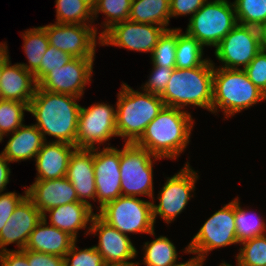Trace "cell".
Segmentation results:
<instances>
[{"label":"cell","mask_w":266,"mask_h":266,"mask_svg":"<svg viewBox=\"0 0 266 266\" xmlns=\"http://www.w3.org/2000/svg\"><path fill=\"white\" fill-rule=\"evenodd\" d=\"M79 97L54 93L37 86L29 104V112L36 119V127L42 133L56 138L54 142H63L76 146L77 125L80 106Z\"/></svg>","instance_id":"obj_1"},{"label":"cell","mask_w":266,"mask_h":266,"mask_svg":"<svg viewBox=\"0 0 266 266\" xmlns=\"http://www.w3.org/2000/svg\"><path fill=\"white\" fill-rule=\"evenodd\" d=\"M193 120L186 110L165 106L135 144L156 157L175 160L189 144Z\"/></svg>","instance_id":"obj_2"},{"label":"cell","mask_w":266,"mask_h":266,"mask_svg":"<svg viewBox=\"0 0 266 266\" xmlns=\"http://www.w3.org/2000/svg\"><path fill=\"white\" fill-rule=\"evenodd\" d=\"M213 72L214 64L210 58L199 67L175 68L160 98L167 107L184 110L188 105H194L211 112Z\"/></svg>","instance_id":"obj_3"},{"label":"cell","mask_w":266,"mask_h":266,"mask_svg":"<svg viewBox=\"0 0 266 266\" xmlns=\"http://www.w3.org/2000/svg\"><path fill=\"white\" fill-rule=\"evenodd\" d=\"M116 102L117 136L125 143H135L165 107L158 95L133 90L126 83L121 85Z\"/></svg>","instance_id":"obj_4"},{"label":"cell","mask_w":266,"mask_h":266,"mask_svg":"<svg viewBox=\"0 0 266 266\" xmlns=\"http://www.w3.org/2000/svg\"><path fill=\"white\" fill-rule=\"evenodd\" d=\"M213 64V114L221 109L227 119L266 100V95L250 81L244 69H225Z\"/></svg>","instance_id":"obj_5"},{"label":"cell","mask_w":266,"mask_h":266,"mask_svg":"<svg viewBox=\"0 0 266 266\" xmlns=\"http://www.w3.org/2000/svg\"><path fill=\"white\" fill-rule=\"evenodd\" d=\"M186 33L205 47H216L238 24L233 2L207 1L191 18Z\"/></svg>","instance_id":"obj_6"},{"label":"cell","mask_w":266,"mask_h":266,"mask_svg":"<svg viewBox=\"0 0 266 266\" xmlns=\"http://www.w3.org/2000/svg\"><path fill=\"white\" fill-rule=\"evenodd\" d=\"M152 201L119 196L96 213L109 226L122 234L146 233L155 236Z\"/></svg>","instance_id":"obj_7"},{"label":"cell","mask_w":266,"mask_h":266,"mask_svg":"<svg viewBox=\"0 0 266 266\" xmlns=\"http://www.w3.org/2000/svg\"><path fill=\"white\" fill-rule=\"evenodd\" d=\"M239 244L235 226V199L216 211L192 238L184 253L196 254L203 265L210 251Z\"/></svg>","instance_id":"obj_8"},{"label":"cell","mask_w":266,"mask_h":266,"mask_svg":"<svg viewBox=\"0 0 266 266\" xmlns=\"http://www.w3.org/2000/svg\"><path fill=\"white\" fill-rule=\"evenodd\" d=\"M154 159V160H153ZM162 158L135 143H125L120 150L122 196H148L154 199L153 163Z\"/></svg>","instance_id":"obj_9"},{"label":"cell","mask_w":266,"mask_h":266,"mask_svg":"<svg viewBox=\"0 0 266 266\" xmlns=\"http://www.w3.org/2000/svg\"><path fill=\"white\" fill-rule=\"evenodd\" d=\"M116 108L107 103L80 106L77 125L76 148L95 149L111 137H117Z\"/></svg>","instance_id":"obj_10"},{"label":"cell","mask_w":266,"mask_h":266,"mask_svg":"<svg viewBox=\"0 0 266 266\" xmlns=\"http://www.w3.org/2000/svg\"><path fill=\"white\" fill-rule=\"evenodd\" d=\"M199 179L197 172L187 162L183 169L171 177H167L165 184L159 191L157 199L159 204H152L153 219L160 216L167 224L175 220L186 208V205L193 197L195 183Z\"/></svg>","instance_id":"obj_11"},{"label":"cell","mask_w":266,"mask_h":266,"mask_svg":"<svg viewBox=\"0 0 266 266\" xmlns=\"http://www.w3.org/2000/svg\"><path fill=\"white\" fill-rule=\"evenodd\" d=\"M259 29L237 24L215 47V56L221 68L245 69L261 50Z\"/></svg>","instance_id":"obj_12"},{"label":"cell","mask_w":266,"mask_h":266,"mask_svg":"<svg viewBox=\"0 0 266 266\" xmlns=\"http://www.w3.org/2000/svg\"><path fill=\"white\" fill-rule=\"evenodd\" d=\"M47 34L49 45L77 58H95V48L101 45V36L93 25L49 24L42 26Z\"/></svg>","instance_id":"obj_13"},{"label":"cell","mask_w":266,"mask_h":266,"mask_svg":"<svg viewBox=\"0 0 266 266\" xmlns=\"http://www.w3.org/2000/svg\"><path fill=\"white\" fill-rule=\"evenodd\" d=\"M168 29L154 24L126 20L113 25L101 36V45H112L152 54L159 38Z\"/></svg>","instance_id":"obj_14"},{"label":"cell","mask_w":266,"mask_h":266,"mask_svg":"<svg viewBox=\"0 0 266 266\" xmlns=\"http://www.w3.org/2000/svg\"><path fill=\"white\" fill-rule=\"evenodd\" d=\"M94 59L73 57L60 69L49 72L38 83V87L46 91L81 98L86 85L91 81Z\"/></svg>","instance_id":"obj_15"},{"label":"cell","mask_w":266,"mask_h":266,"mask_svg":"<svg viewBox=\"0 0 266 266\" xmlns=\"http://www.w3.org/2000/svg\"><path fill=\"white\" fill-rule=\"evenodd\" d=\"M90 234L99 236L98 245L94 247L102 255L105 264L122 266H138L140 264L139 262H130L137 256V249L130 237L109 226L97 214L90 224Z\"/></svg>","instance_id":"obj_16"},{"label":"cell","mask_w":266,"mask_h":266,"mask_svg":"<svg viewBox=\"0 0 266 266\" xmlns=\"http://www.w3.org/2000/svg\"><path fill=\"white\" fill-rule=\"evenodd\" d=\"M94 173L96 186V200L99 210L107 203L122 196L120 150L114 147H98L94 149Z\"/></svg>","instance_id":"obj_17"},{"label":"cell","mask_w":266,"mask_h":266,"mask_svg":"<svg viewBox=\"0 0 266 266\" xmlns=\"http://www.w3.org/2000/svg\"><path fill=\"white\" fill-rule=\"evenodd\" d=\"M42 218V213L26 196L0 231V253L7 251L5 246L13 243L17 245V250L25 249L32 231Z\"/></svg>","instance_id":"obj_18"},{"label":"cell","mask_w":266,"mask_h":266,"mask_svg":"<svg viewBox=\"0 0 266 266\" xmlns=\"http://www.w3.org/2000/svg\"><path fill=\"white\" fill-rule=\"evenodd\" d=\"M27 196L42 213L60 205L79 202L72 183L66 178L35 180L27 187Z\"/></svg>","instance_id":"obj_19"},{"label":"cell","mask_w":266,"mask_h":266,"mask_svg":"<svg viewBox=\"0 0 266 266\" xmlns=\"http://www.w3.org/2000/svg\"><path fill=\"white\" fill-rule=\"evenodd\" d=\"M65 177L72 183L78 200L92 207L88 200L96 201L94 149L76 148L71 154Z\"/></svg>","instance_id":"obj_20"},{"label":"cell","mask_w":266,"mask_h":266,"mask_svg":"<svg viewBox=\"0 0 266 266\" xmlns=\"http://www.w3.org/2000/svg\"><path fill=\"white\" fill-rule=\"evenodd\" d=\"M76 146L63 142L45 141L35 157V180L59 179L66 176L71 154Z\"/></svg>","instance_id":"obj_21"},{"label":"cell","mask_w":266,"mask_h":266,"mask_svg":"<svg viewBox=\"0 0 266 266\" xmlns=\"http://www.w3.org/2000/svg\"><path fill=\"white\" fill-rule=\"evenodd\" d=\"M75 241L67 232L49 225L44 214L32 231L25 249L65 257Z\"/></svg>","instance_id":"obj_22"},{"label":"cell","mask_w":266,"mask_h":266,"mask_svg":"<svg viewBox=\"0 0 266 266\" xmlns=\"http://www.w3.org/2000/svg\"><path fill=\"white\" fill-rule=\"evenodd\" d=\"M46 213L49 214V225L67 232L76 241L79 230L88 228L84 234H89V225L96 215L90 205L81 201L54 207L46 211Z\"/></svg>","instance_id":"obj_23"},{"label":"cell","mask_w":266,"mask_h":266,"mask_svg":"<svg viewBox=\"0 0 266 266\" xmlns=\"http://www.w3.org/2000/svg\"><path fill=\"white\" fill-rule=\"evenodd\" d=\"M1 99L30 104L38 86L34 75L19 63L11 65L9 60L1 74Z\"/></svg>","instance_id":"obj_24"},{"label":"cell","mask_w":266,"mask_h":266,"mask_svg":"<svg viewBox=\"0 0 266 266\" xmlns=\"http://www.w3.org/2000/svg\"><path fill=\"white\" fill-rule=\"evenodd\" d=\"M44 142L43 135L35 124H23L11 133L10 139L0 154L10 163L29 160L36 157Z\"/></svg>","instance_id":"obj_25"},{"label":"cell","mask_w":266,"mask_h":266,"mask_svg":"<svg viewBox=\"0 0 266 266\" xmlns=\"http://www.w3.org/2000/svg\"><path fill=\"white\" fill-rule=\"evenodd\" d=\"M129 20L169 30L170 0H132Z\"/></svg>","instance_id":"obj_26"},{"label":"cell","mask_w":266,"mask_h":266,"mask_svg":"<svg viewBox=\"0 0 266 266\" xmlns=\"http://www.w3.org/2000/svg\"><path fill=\"white\" fill-rule=\"evenodd\" d=\"M24 40V53L28 59V64L19 63L28 72L34 75V78L39 83V66L43 55L49 46L47 34L42 26L27 29L22 34Z\"/></svg>","instance_id":"obj_27"},{"label":"cell","mask_w":266,"mask_h":266,"mask_svg":"<svg viewBox=\"0 0 266 266\" xmlns=\"http://www.w3.org/2000/svg\"><path fill=\"white\" fill-rule=\"evenodd\" d=\"M204 47L194 37L183 34L177 28L176 62L175 68L188 69L202 66L208 58H203Z\"/></svg>","instance_id":"obj_28"},{"label":"cell","mask_w":266,"mask_h":266,"mask_svg":"<svg viewBox=\"0 0 266 266\" xmlns=\"http://www.w3.org/2000/svg\"><path fill=\"white\" fill-rule=\"evenodd\" d=\"M145 266H174L179 263L175 245L166 236H159L143 245Z\"/></svg>","instance_id":"obj_29"},{"label":"cell","mask_w":266,"mask_h":266,"mask_svg":"<svg viewBox=\"0 0 266 266\" xmlns=\"http://www.w3.org/2000/svg\"><path fill=\"white\" fill-rule=\"evenodd\" d=\"M235 226L238 243L266 234V220L248 209H242L235 198Z\"/></svg>","instance_id":"obj_30"},{"label":"cell","mask_w":266,"mask_h":266,"mask_svg":"<svg viewBox=\"0 0 266 266\" xmlns=\"http://www.w3.org/2000/svg\"><path fill=\"white\" fill-rule=\"evenodd\" d=\"M55 2V23L93 25V9L85 1L56 0Z\"/></svg>","instance_id":"obj_31"},{"label":"cell","mask_w":266,"mask_h":266,"mask_svg":"<svg viewBox=\"0 0 266 266\" xmlns=\"http://www.w3.org/2000/svg\"><path fill=\"white\" fill-rule=\"evenodd\" d=\"M132 0H96L93 7V20L97 19L98 13H103L106 18L103 22L102 36L113 25L129 20Z\"/></svg>","instance_id":"obj_32"},{"label":"cell","mask_w":266,"mask_h":266,"mask_svg":"<svg viewBox=\"0 0 266 266\" xmlns=\"http://www.w3.org/2000/svg\"><path fill=\"white\" fill-rule=\"evenodd\" d=\"M24 111L29 112V104L0 99V134L3 137L8 136L23 125Z\"/></svg>","instance_id":"obj_33"},{"label":"cell","mask_w":266,"mask_h":266,"mask_svg":"<svg viewBox=\"0 0 266 266\" xmlns=\"http://www.w3.org/2000/svg\"><path fill=\"white\" fill-rule=\"evenodd\" d=\"M238 24L259 28L266 22V0H234Z\"/></svg>","instance_id":"obj_34"},{"label":"cell","mask_w":266,"mask_h":266,"mask_svg":"<svg viewBox=\"0 0 266 266\" xmlns=\"http://www.w3.org/2000/svg\"><path fill=\"white\" fill-rule=\"evenodd\" d=\"M237 266H266V234L240 243Z\"/></svg>","instance_id":"obj_35"},{"label":"cell","mask_w":266,"mask_h":266,"mask_svg":"<svg viewBox=\"0 0 266 266\" xmlns=\"http://www.w3.org/2000/svg\"><path fill=\"white\" fill-rule=\"evenodd\" d=\"M177 28L166 30L152 51V64L160 67L175 68Z\"/></svg>","instance_id":"obj_36"},{"label":"cell","mask_w":266,"mask_h":266,"mask_svg":"<svg viewBox=\"0 0 266 266\" xmlns=\"http://www.w3.org/2000/svg\"><path fill=\"white\" fill-rule=\"evenodd\" d=\"M75 241L65 255V266H104L102 255L94 246L78 249Z\"/></svg>","instance_id":"obj_37"},{"label":"cell","mask_w":266,"mask_h":266,"mask_svg":"<svg viewBox=\"0 0 266 266\" xmlns=\"http://www.w3.org/2000/svg\"><path fill=\"white\" fill-rule=\"evenodd\" d=\"M73 57L55 47L49 45L46 53L42 57L39 66V82L52 70L60 69L67 64Z\"/></svg>","instance_id":"obj_38"},{"label":"cell","mask_w":266,"mask_h":266,"mask_svg":"<svg viewBox=\"0 0 266 266\" xmlns=\"http://www.w3.org/2000/svg\"><path fill=\"white\" fill-rule=\"evenodd\" d=\"M244 70L250 81L266 95V50L261 49Z\"/></svg>","instance_id":"obj_39"},{"label":"cell","mask_w":266,"mask_h":266,"mask_svg":"<svg viewBox=\"0 0 266 266\" xmlns=\"http://www.w3.org/2000/svg\"><path fill=\"white\" fill-rule=\"evenodd\" d=\"M152 72L148 81L143 85V92H149L154 95L161 96L165 91V88L171 79V75L175 68L160 67L153 64Z\"/></svg>","instance_id":"obj_40"},{"label":"cell","mask_w":266,"mask_h":266,"mask_svg":"<svg viewBox=\"0 0 266 266\" xmlns=\"http://www.w3.org/2000/svg\"><path fill=\"white\" fill-rule=\"evenodd\" d=\"M25 195L17 194L16 192L0 193V231L7 223L13 211L18 204L27 196V188L24 191Z\"/></svg>","instance_id":"obj_41"},{"label":"cell","mask_w":266,"mask_h":266,"mask_svg":"<svg viewBox=\"0 0 266 266\" xmlns=\"http://www.w3.org/2000/svg\"><path fill=\"white\" fill-rule=\"evenodd\" d=\"M208 0H170V18L184 15H191L190 18Z\"/></svg>","instance_id":"obj_42"},{"label":"cell","mask_w":266,"mask_h":266,"mask_svg":"<svg viewBox=\"0 0 266 266\" xmlns=\"http://www.w3.org/2000/svg\"><path fill=\"white\" fill-rule=\"evenodd\" d=\"M29 266H65L64 257L26 250Z\"/></svg>","instance_id":"obj_43"},{"label":"cell","mask_w":266,"mask_h":266,"mask_svg":"<svg viewBox=\"0 0 266 266\" xmlns=\"http://www.w3.org/2000/svg\"><path fill=\"white\" fill-rule=\"evenodd\" d=\"M1 266H29L26 249L7 250L0 253Z\"/></svg>","instance_id":"obj_44"},{"label":"cell","mask_w":266,"mask_h":266,"mask_svg":"<svg viewBox=\"0 0 266 266\" xmlns=\"http://www.w3.org/2000/svg\"><path fill=\"white\" fill-rule=\"evenodd\" d=\"M9 161L0 154V193L6 189V185L9 183V176L11 170L9 168Z\"/></svg>","instance_id":"obj_45"},{"label":"cell","mask_w":266,"mask_h":266,"mask_svg":"<svg viewBox=\"0 0 266 266\" xmlns=\"http://www.w3.org/2000/svg\"><path fill=\"white\" fill-rule=\"evenodd\" d=\"M7 43H1L0 42V80H1V74L4 69V65L10 60V55L7 48ZM0 99H1V81H0Z\"/></svg>","instance_id":"obj_46"},{"label":"cell","mask_w":266,"mask_h":266,"mask_svg":"<svg viewBox=\"0 0 266 266\" xmlns=\"http://www.w3.org/2000/svg\"><path fill=\"white\" fill-rule=\"evenodd\" d=\"M258 29L260 33L261 48L266 50V22L263 23Z\"/></svg>","instance_id":"obj_47"},{"label":"cell","mask_w":266,"mask_h":266,"mask_svg":"<svg viewBox=\"0 0 266 266\" xmlns=\"http://www.w3.org/2000/svg\"><path fill=\"white\" fill-rule=\"evenodd\" d=\"M174 266H203L200 261L196 258V257H192L191 259H189L186 262H179Z\"/></svg>","instance_id":"obj_48"},{"label":"cell","mask_w":266,"mask_h":266,"mask_svg":"<svg viewBox=\"0 0 266 266\" xmlns=\"http://www.w3.org/2000/svg\"><path fill=\"white\" fill-rule=\"evenodd\" d=\"M85 1L92 9L96 3V0H82Z\"/></svg>","instance_id":"obj_49"},{"label":"cell","mask_w":266,"mask_h":266,"mask_svg":"<svg viewBox=\"0 0 266 266\" xmlns=\"http://www.w3.org/2000/svg\"><path fill=\"white\" fill-rule=\"evenodd\" d=\"M219 266H232V265H230L229 263H221Z\"/></svg>","instance_id":"obj_50"},{"label":"cell","mask_w":266,"mask_h":266,"mask_svg":"<svg viewBox=\"0 0 266 266\" xmlns=\"http://www.w3.org/2000/svg\"><path fill=\"white\" fill-rule=\"evenodd\" d=\"M104 266H122V265H111V264H105Z\"/></svg>","instance_id":"obj_51"},{"label":"cell","mask_w":266,"mask_h":266,"mask_svg":"<svg viewBox=\"0 0 266 266\" xmlns=\"http://www.w3.org/2000/svg\"><path fill=\"white\" fill-rule=\"evenodd\" d=\"M3 136L0 134V142H2L3 141Z\"/></svg>","instance_id":"obj_52"}]
</instances>
